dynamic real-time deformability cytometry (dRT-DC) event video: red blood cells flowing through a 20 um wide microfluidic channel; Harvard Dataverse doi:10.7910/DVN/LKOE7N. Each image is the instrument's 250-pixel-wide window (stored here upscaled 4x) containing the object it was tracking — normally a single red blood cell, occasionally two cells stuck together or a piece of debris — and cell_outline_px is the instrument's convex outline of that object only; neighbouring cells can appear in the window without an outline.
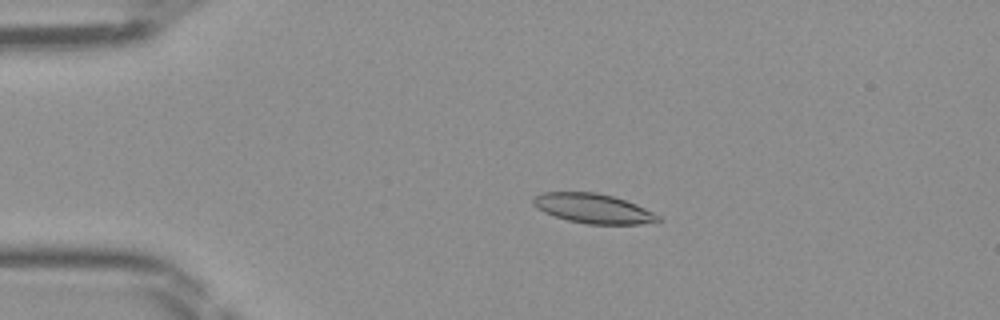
{"species": "Egyptian fruit bat (a non-hibernating species)", "species_latin": "Rousettus aegyptiacus", "temperature_condition": "room temperature", "stored_images_in_passage": 46, "camera_frame_rate_fps": 3000, "um_per_image_px": 0.085, "frame": {"image": 1, "passage_image": 9, "time_ms": 2.667, "image_size_px": [1000, 320], "cell_outline_px": [[664, 220], [640, 224], [588, 224], [568, 220], [544, 212], [536, 208], [532, 204], [532, 200], [540, 192], [596, 192], [612, 196], [636, 204], [660, 216]], "centroid_in_image_um": [50.41, 17.72], "position_along_channel_um": 34.6, "area_um2": 21.44}}
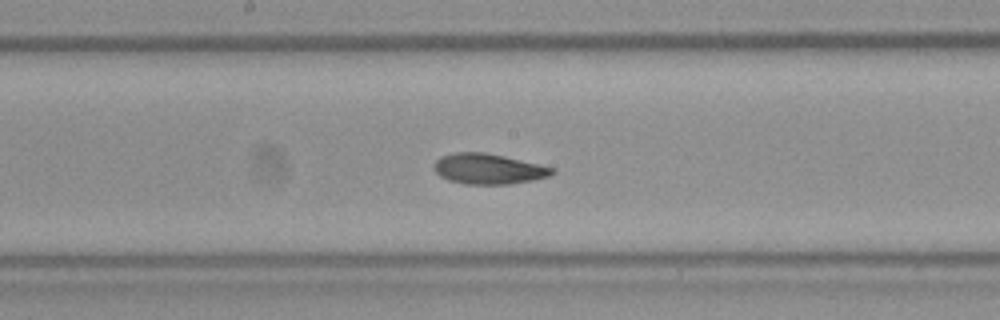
{"frame": {"image": 2, "passage_image": 24, "time_ms": 7.667, "image_size_px": [1000, 320], "cell_outline_px": [[556, 172], [548, 176], [532, 180], [508, 184], [464, 184], [448, 180], [440, 176], [432, 168], [432, 164], [440, 156], [452, 152], [484, 152], [504, 156], [540, 164], [556, 168]], "centroid_in_image_um": [41.48, 14.34], "position_along_channel_um": 206.7, "area_um2": 21.15}}
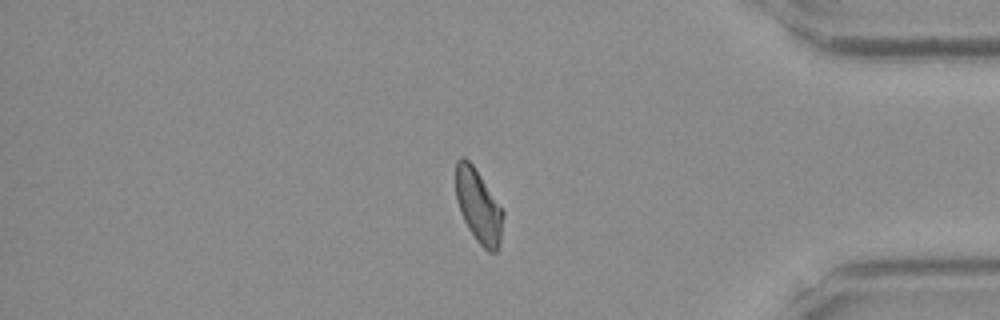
{"frame": {"image": 3, "passage_image": 39, "time_ms": 12.667, "image_size_px": [1000, 320], "cell_outline_px": [[504, 216], [500, 240], [496, 252], [488, 252], [476, 240], [468, 228], [460, 212], [456, 200], [456, 160], [460, 156], [464, 156], [472, 164], [504, 212]], "centroid_in_image_um": [40.65, 17.51], "position_along_channel_um": 394.6, "area_um2": 20.0}}